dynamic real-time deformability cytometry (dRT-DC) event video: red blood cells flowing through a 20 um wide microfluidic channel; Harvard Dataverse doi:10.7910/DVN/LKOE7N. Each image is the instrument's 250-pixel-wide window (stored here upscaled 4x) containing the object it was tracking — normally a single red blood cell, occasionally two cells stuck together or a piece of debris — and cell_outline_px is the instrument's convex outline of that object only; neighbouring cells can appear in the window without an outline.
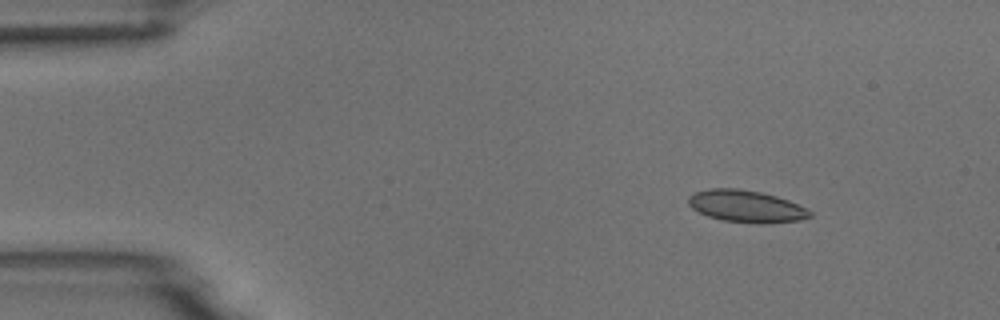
{"species": "common noctule bat (a hibernating species)", "species_latin": "Nyctalus noctula", "temperature_condition": "room temperature", "stored_images_in_passage": 6, "camera_frame_rate_fps": 3000, "um_per_image_px": 0.085, "animal": {"sex": "male", "body_mass_g": 18.8}, "frame": {"image": 1, "passage_image": 2, "time_ms": 2.0, "image_size_px": [1000, 320], "cell_outline_px": [[812, 216], [800, 220], [764, 224], [724, 220], [708, 216], [692, 208], [688, 204], [688, 196], [696, 192], [708, 188], [740, 188], [760, 192], [776, 196], [788, 200], [808, 208], [812, 212]], "centroid_in_image_um": [63.45, 17.53], "position_along_channel_um": 21.6, "area_um2": 22.72}}
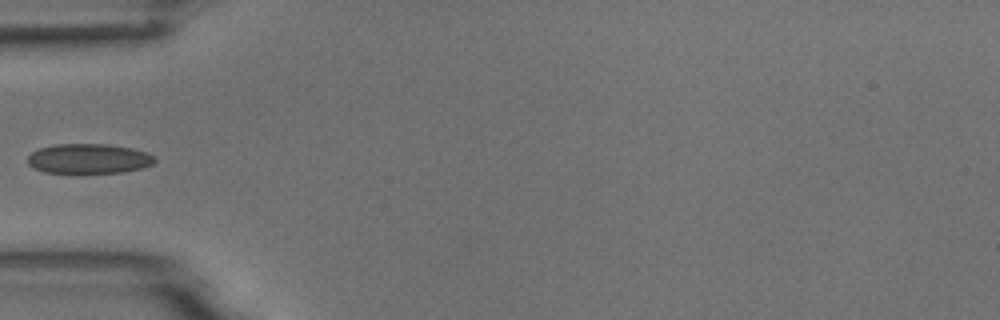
{"frame": {"image": 2, "passage_image": 5, "time_ms": 5.667, "image_size_px": [1000, 320], "cell_outline_px": [[156, 160], [152, 164], [140, 168], [124, 172], [68, 176], [44, 172], [28, 164], [28, 156], [32, 152], [40, 148], [56, 144], [108, 144], [132, 148], [144, 152], [152, 156]], "centroid_in_image_um": [7.49, 13.54], "position_along_channel_um": 77.5, "area_um2": 22.83}}